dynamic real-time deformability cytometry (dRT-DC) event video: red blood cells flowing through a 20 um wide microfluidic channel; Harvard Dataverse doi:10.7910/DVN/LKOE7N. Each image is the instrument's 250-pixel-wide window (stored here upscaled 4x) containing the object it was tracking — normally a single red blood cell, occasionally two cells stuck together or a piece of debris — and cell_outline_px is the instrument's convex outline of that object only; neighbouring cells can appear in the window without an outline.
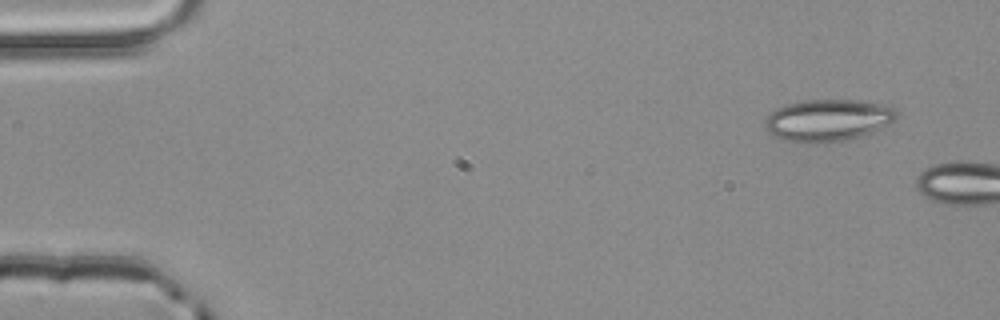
{"species": "common noctule bat (a hibernating species)", "species_latin": "Nyctalus noctula", "temperature_condition": "room temperature", "stored_images_in_passage": 2, "camera_frame_rate_fps": 3000, "um_per_image_px": 0.085, "animal": {"sex": "male", "body_mass_g": 20.4}, "frame": {"image": 1, "passage_image": 1, "time_ms": 0.0, "image_size_px": [1000, 320], "cell_outline_px": [[900, 116], [896, 120], [872, 132], [848, 140], [824, 144], [816, 144], [780, 140], [772, 136], [764, 128], [764, 120], [776, 108], [784, 104], [808, 100], [856, 100], [880, 104], [892, 108]], "centroid_in_image_um": [70.32, 10.25], "position_along_channel_um": 14.7, "area_um2": 32.6}}